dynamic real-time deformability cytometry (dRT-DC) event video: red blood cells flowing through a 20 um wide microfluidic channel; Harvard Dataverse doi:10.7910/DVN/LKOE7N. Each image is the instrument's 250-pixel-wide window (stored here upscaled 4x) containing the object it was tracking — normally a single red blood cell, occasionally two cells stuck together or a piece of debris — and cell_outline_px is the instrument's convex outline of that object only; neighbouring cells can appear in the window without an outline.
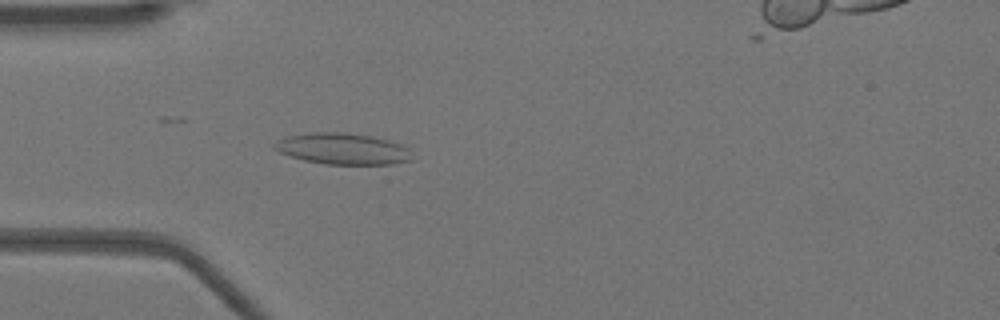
{"species": "Egyptian fruit bat (a non-hibernating species)", "species_latin": "Rousettus aegyptiacus", "temperature_condition": "warm", "stored_images_in_passage": 52, "camera_frame_rate_fps": 3000, "um_per_image_px": 0.085, "animal": {"sex": "female"}, "frame": {"image": 1, "passage_image": 15, "time_ms": 4.667, "image_size_px": [1000, 320], "cell_outline_px": [[416, 160], [392, 164], [324, 164], [304, 160], [280, 152], [272, 148], [272, 144], [276, 140], [288, 136], [316, 132], [340, 132], [372, 136], [388, 140], [400, 144], [408, 148]], "centroid_in_image_um": [29.16, 12.65], "position_along_channel_um": 55.8, "area_um2": 25.14}}
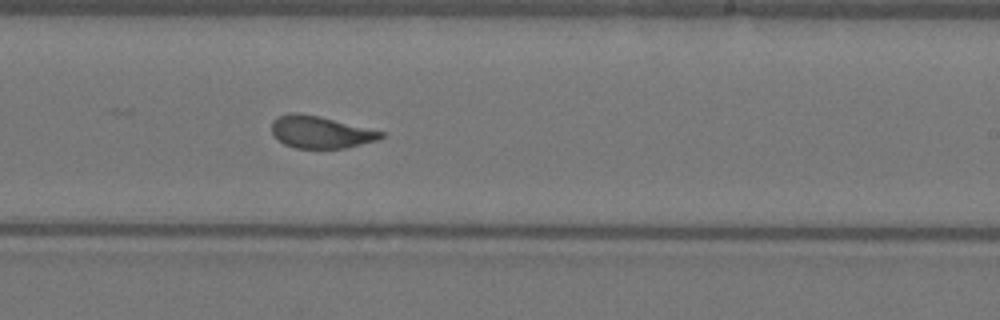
{"frame": {"image": 2, "passage_image": 31, "time_ms": 10.0, "image_size_px": [1000, 320], "cell_outline_px": [[384, 136], [380, 140], [344, 148], [296, 148], [284, 144], [272, 132], [272, 120], [276, 116], [288, 112], [300, 112], [320, 116], [384, 132]], "centroid_in_image_um": [27.23, 11.21], "position_along_channel_um": 261.8, "area_um2": 20.58}}
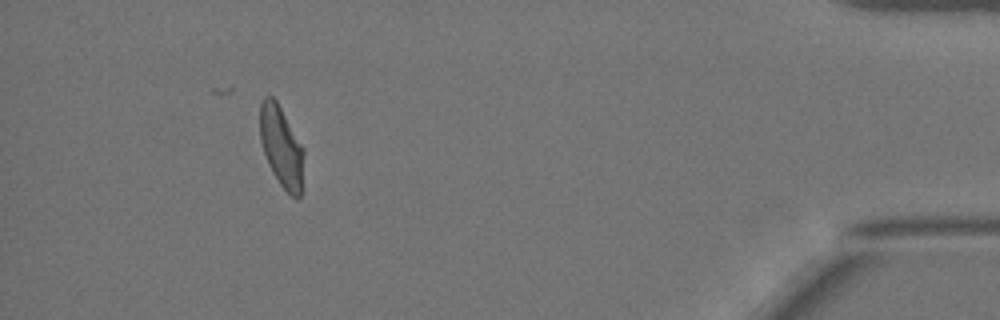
{"frame": {"image": 3, "passage_image": 47, "time_ms": 15.333, "image_size_px": [1000, 320], "cell_outline_px": [[304, 152], [300, 196], [296, 200], [280, 184], [272, 172], [268, 164], [260, 140], [260, 104], [264, 96], [272, 96], [276, 100], [304, 148]], "centroid_in_image_um": [23.91, 12.46], "position_along_channel_um": 411.3, "area_um2": 20.52}}